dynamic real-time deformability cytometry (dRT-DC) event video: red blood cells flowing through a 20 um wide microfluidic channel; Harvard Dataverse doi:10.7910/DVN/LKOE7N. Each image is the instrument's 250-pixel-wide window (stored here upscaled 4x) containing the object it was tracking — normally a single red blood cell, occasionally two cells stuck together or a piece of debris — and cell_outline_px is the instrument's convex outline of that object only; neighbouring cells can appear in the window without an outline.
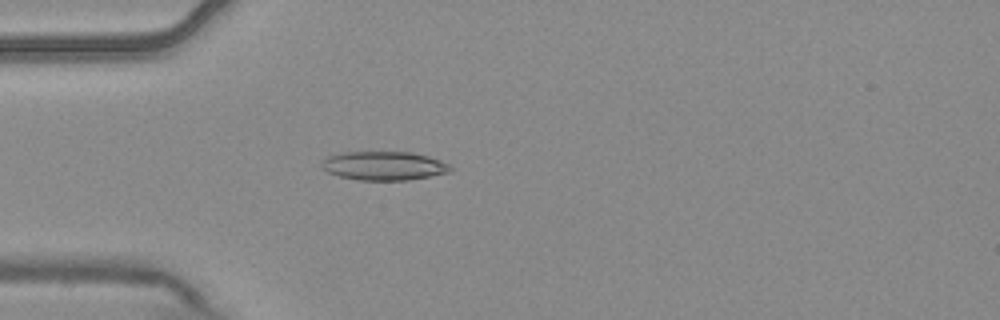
{"species": "common noctule bat (a hibernating species)", "species_latin": "Nyctalus noctula", "temperature_condition": "warm", "stored_images_in_passage": 4, "camera_frame_rate_fps": 3000, "um_per_image_px": 0.085, "animal": {"sex": "male", "body_mass_g": 20.4}, "frame": {"image": 1, "passage_image": 4, "time_ms": 1.0, "image_size_px": [1000, 320], "cell_outline_px": [[456, 168], [448, 172], [408, 180], [360, 180], [340, 176], [328, 172], [320, 164], [328, 156], [344, 152], [412, 152], [428, 156], [440, 160]], "centroid_in_image_um": [32.66, 14.09], "position_along_channel_um": 52.3, "area_um2": 21.44}}